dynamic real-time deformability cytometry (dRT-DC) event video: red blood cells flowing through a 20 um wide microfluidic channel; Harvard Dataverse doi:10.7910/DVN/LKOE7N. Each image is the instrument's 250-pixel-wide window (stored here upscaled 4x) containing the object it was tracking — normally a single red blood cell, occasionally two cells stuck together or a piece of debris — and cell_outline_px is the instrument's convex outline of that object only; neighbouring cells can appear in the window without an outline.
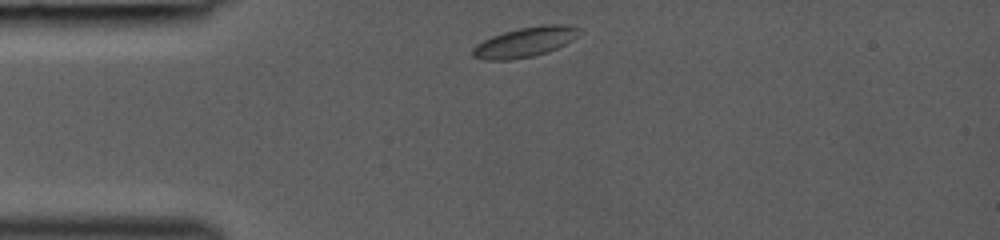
{"species": "common noctule bat (a hibernating species)", "species_latin": "Nyctalus noctula", "temperature_condition": "room temperature", "stored_images_in_passage": 30, "camera_frame_rate_fps": 3000, "um_per_image_px": 0.085, "animal": {"sex": "female", "body_mass_g": 19.0, "forearm_length_mm": 53.3}, "frame": {"image": 1, "passage_image": 1, "time_ms": 0.0, "image_size_px": [1000, 240], "cell_outline_px": [[580, 28], [572, 40], [548, 52], [532, 56], [508, 60], [484, 60], [472, 56], [472, 48], [476, 44], [492, 36], [504, 32], [520, 28], [544, 24], [564, 24]], "centroid_in_image_um": [44.58, 3.58], "position_along_channel_um": 40.4, "area_um2": 18.32}}
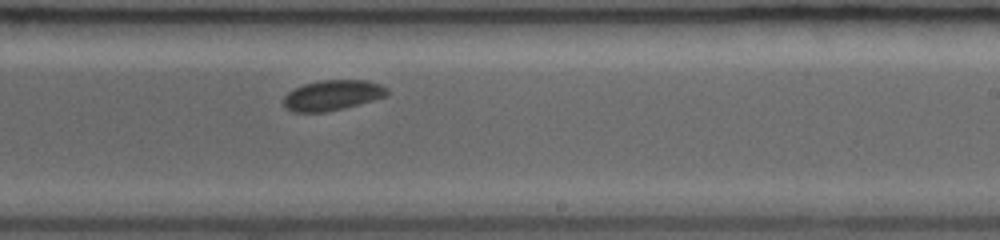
{"frame": {"image": 2, "passage_image": 18, "time_ms": 5.667, "image_size_px": [1000, 240], "cell_outline_px": [[388, 92], [384, 96], [372, 100], [344, 108], [324, 112], [292, 112], [284, 108], [284, 96], [292, 88], [304, 84], [320, 80], [364, 80], [380, 84], [388, 88]], "centroid_in_image_um": [28.2, 8.09], "position_along_channel_um": 260.8, "area_um2": 18.26}}
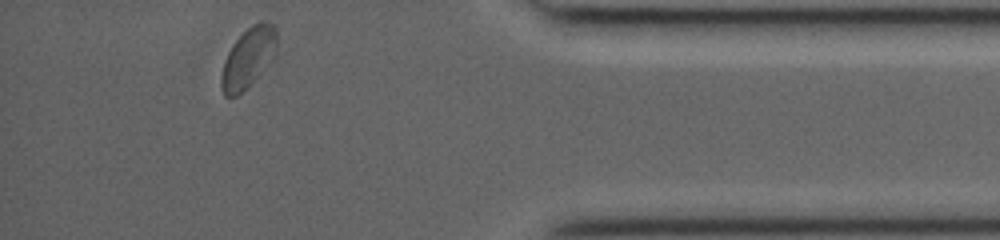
{"frame": {"image": 3, "passage_image": 30, "time_ms": 9.667, "image_size_px": [1000, 240], "cell_outline_px": [[276, 52], [272, 60], [236, 96], [224, 96], [220, 84], [220, 76], [224, 60], [228, 52], [236, 40], [252, 24], [264, 20], [272, 24], [276, 28]], "centroid_in_image_um": [21.09, 4.88], "position_along_channel_um": 414.1, "area_um2": 18.96}}